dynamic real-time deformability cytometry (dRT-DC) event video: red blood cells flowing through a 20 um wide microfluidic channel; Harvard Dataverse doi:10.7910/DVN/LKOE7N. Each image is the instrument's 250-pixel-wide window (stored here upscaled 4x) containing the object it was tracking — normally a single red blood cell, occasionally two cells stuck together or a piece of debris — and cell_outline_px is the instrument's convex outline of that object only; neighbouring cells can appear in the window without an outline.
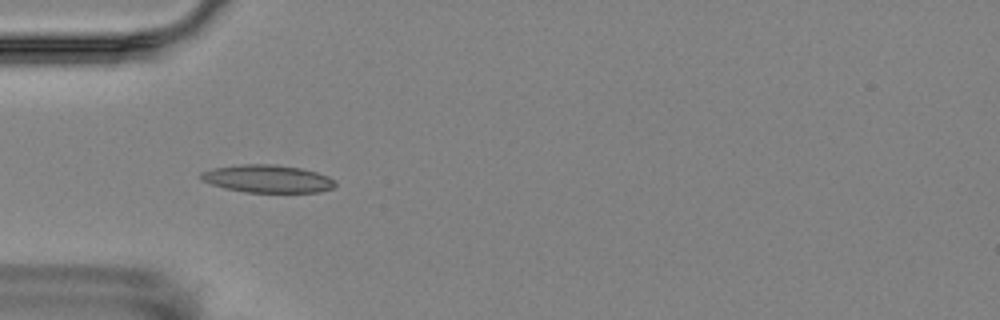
{"species": "Egyptian fruit bat (a non-hibernating species)", "species_latin": "Rousettus aegyptiacus", "temperature_condition": "room temperature", "stored_images_in_passage": 4, "camera_frame_rate_fps": 3000, "um_per_image_px": 0.085, "animal": {"sex": "female"}, "frame": {"image": 1, "passage_image": 3, "time_ms": 2.667, "image_size_px": [1000, 320], "cell_outline_px": [[336, 184], [332, 188], [320, 192], [244, 192], [224, 188], [200, 180], [200, 172], [212, 168], [244, 164], [276, 164], [300, 168], [316, 172], [328, 176], [336, 180]], "centroid_in_image_um": [22.73, 15.19], "position_along_channel_um": 62.3, "area_um2": 21.79}}
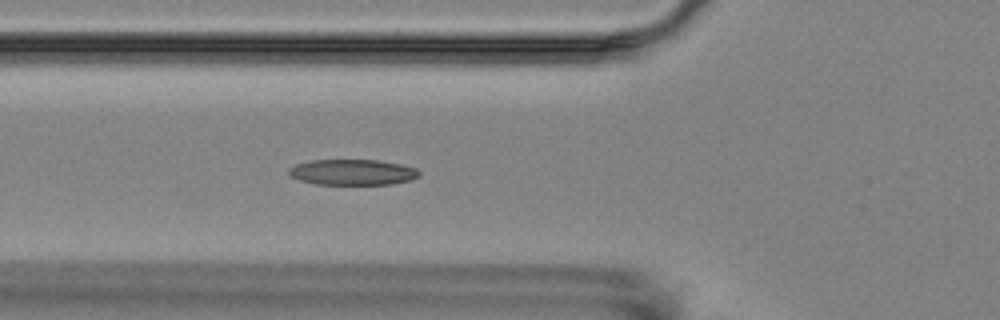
{"frame": {"image": 2, "passage_image": 4, "time_ms": 3.667, "image_size_px": [1000, 320], "cell_outline_px": [[420, 176], [412, 180], [392, 184], [316, 184], [300, 180], [288, 176], [288, 168], [296, 164], [312, 160], [376, 160], [400, 164], [416, 168], [420, 172]], "centroid_in_image_um": [29.96, 14.64], "position_along_channel_um": 95.8, "area_um2": 19.59}}